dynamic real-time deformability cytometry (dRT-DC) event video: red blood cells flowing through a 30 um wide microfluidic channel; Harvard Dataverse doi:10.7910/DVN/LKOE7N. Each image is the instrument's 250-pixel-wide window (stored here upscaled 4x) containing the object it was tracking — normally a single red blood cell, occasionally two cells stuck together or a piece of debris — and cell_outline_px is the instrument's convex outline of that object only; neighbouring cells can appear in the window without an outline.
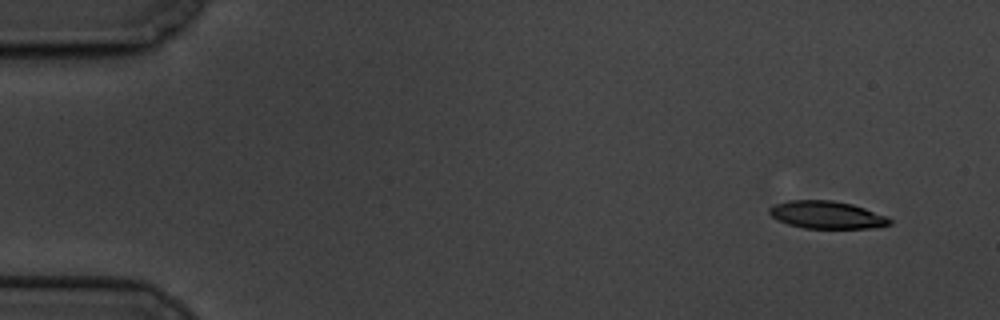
{"species": "common noctule bat (a hibernating species)", "species_latin": "Nyctalus noctula", "temperature_condition": "cold", "stored_images_in_passage": 7, "camera_frame_rate_fps": 3000, "um_per_image_px": 0.085, "animal": {"sex": "male", "body_mass_g": 19.5, "forearm_length_mm": 54.6}, "frame": {"image": 1, "passage_image": 1, "time_ms": 0.0, "image_size_px": [1000, 320], "cell_outline_px": [[892, 224], [880, 228], [804, 228], [788, 224], [776, 220], [768, 212], [768, 208], [772, 204], [788, 200], [832, 200], [852, 204], [888, 216], [892, 220]], "centroid_in_image_um": [70.28, 18.26], "position_along_channel_um": 14.7, "area_um2": 19.65}}
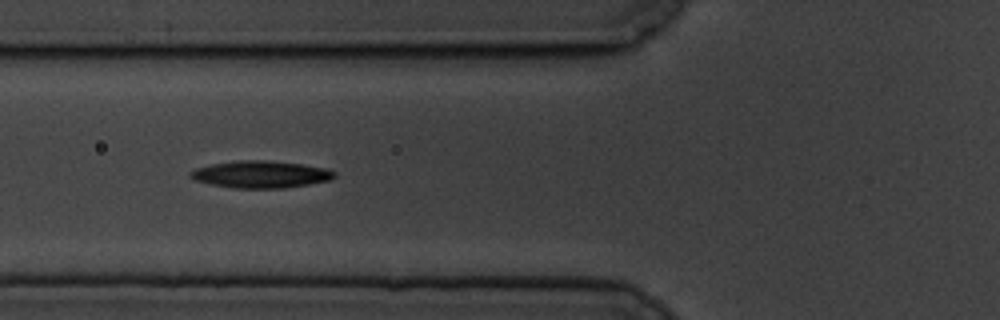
{"frame": {"image": 2, "passage_image": 6, "time_ms": 6.0, "image_size_px": [1000, 320], "cell_outline_px": [[336, 176], [328, 180], [308, 184], [284, 188], [236, 188], [212, 184], [192, 180], [188, 176], [188, 172], [196, 168], [212, 164], [240, 160], [264, 160], [300, 164], [328, 168], [336, 172]], "centroid_in_image_um": [22.13, 14.82], "position_along_channel_um": 103.7, "area_um2": 22.66}}
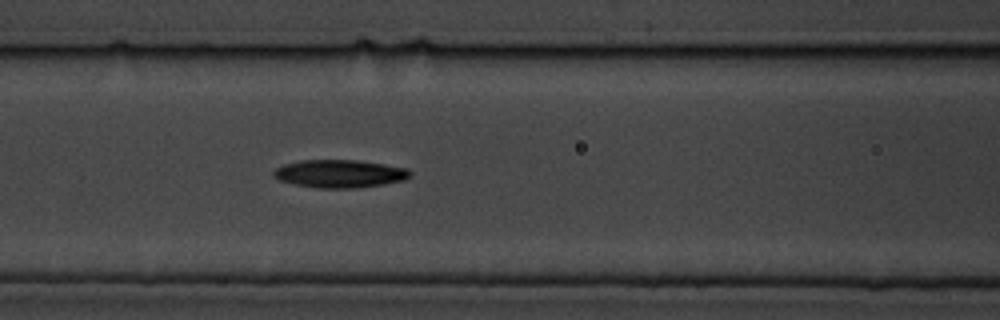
{"frame": {"image": 3, "passage_image": 7, "time_ms": 7.0, "image_size_px": [1000, 320], "cell_outline_px": [[412, 176], [404, 180], [384, 184], [356, 188], [316, 188], [296, 184], [280, 180], [272, 176], [272, 172], [276, 168], [284, 164], [304, 160], [356, 160], [384, 164], [408, 168], [412, 172]], "centroid_in_image_um": [28.9, 14.76], "position_along_channel_um": 137.7, "area_um2": 22.25}}